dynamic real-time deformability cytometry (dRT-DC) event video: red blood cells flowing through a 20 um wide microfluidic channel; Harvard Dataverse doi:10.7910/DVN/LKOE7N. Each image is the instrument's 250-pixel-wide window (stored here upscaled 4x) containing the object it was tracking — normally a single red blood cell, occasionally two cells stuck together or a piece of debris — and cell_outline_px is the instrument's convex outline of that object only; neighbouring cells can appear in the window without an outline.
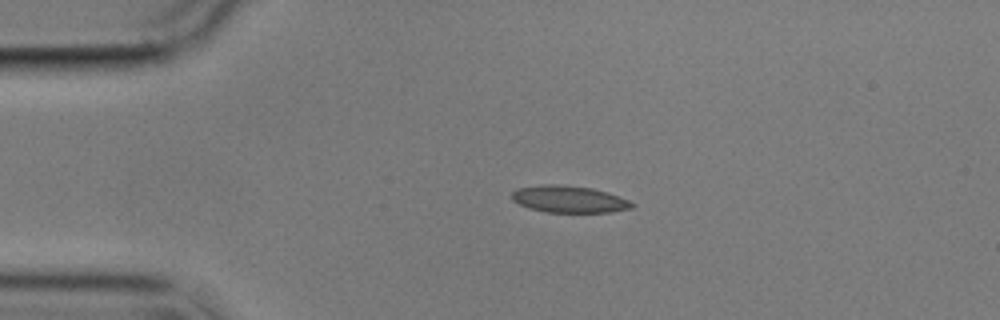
{"species": "common noctule bat (a hibernating species)", "species_latin": "Nyctalus noctula", "temperature_condition": "cold", "stored_images_in_passage": 5, "camera_frame_rate_fps": 3000, "um_per_image_px": 0.085, "animal": {"sex": "male", "body_mass_g": 17.9}, "frame": {"image": 1, "passage_image": 4, "time_ms": 3.667, "image_size_px": [1000, 320], "cell_outline_px": [[636, 204], [632, 208], [612, 212], [548, 212], [528, 208], [512, 200], [512, 192], [516, 188], [540, 184], [560, 184], [592, 188], [608, 192], [628, 200]], "centroid_in_image_um": [48.36, 16.92], "position_along_channel_um": 36.6, "area_um2": 18.96}}